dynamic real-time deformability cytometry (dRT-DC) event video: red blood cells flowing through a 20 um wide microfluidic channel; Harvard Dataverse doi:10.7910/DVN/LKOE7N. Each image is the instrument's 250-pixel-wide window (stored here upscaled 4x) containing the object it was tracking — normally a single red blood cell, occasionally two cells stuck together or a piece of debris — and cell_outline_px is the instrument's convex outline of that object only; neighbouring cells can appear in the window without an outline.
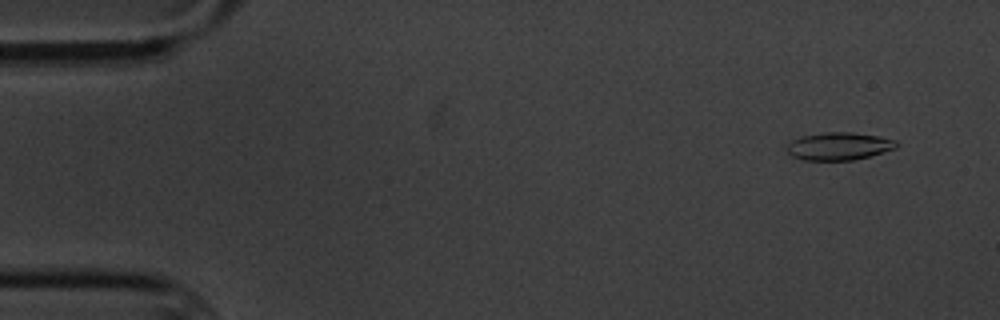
{"species": "common noctule bat (a hibernating species)", "species_latin": "Nyctalus noctula", "temperature_condition": "cold", "stored_images_in_passage": 4, "camera_frame_rate_fps": 3000, "um_per_image_px": 0.085, "animal": {"sex": "male", "body_mass_g": 20.1, "forearm_length_mm": 53.5}, "frame": {"image": 1, "passage_image": 1, "time_ms": 0.0, "image_size_px": [1000, 320], "cell_outline_px": [[900, 144], [896, 148], [868, 156], [852, 160], [800, 160], [792, 156], [784, 148], [792, 140], [804, 136], [824, 132], [852, 132], [880, 136], [896, 140]], "centroid_in_image_um": [71.3, 12.42], "position_along_channel_um": 13.7, "area_um2": 17.74}}